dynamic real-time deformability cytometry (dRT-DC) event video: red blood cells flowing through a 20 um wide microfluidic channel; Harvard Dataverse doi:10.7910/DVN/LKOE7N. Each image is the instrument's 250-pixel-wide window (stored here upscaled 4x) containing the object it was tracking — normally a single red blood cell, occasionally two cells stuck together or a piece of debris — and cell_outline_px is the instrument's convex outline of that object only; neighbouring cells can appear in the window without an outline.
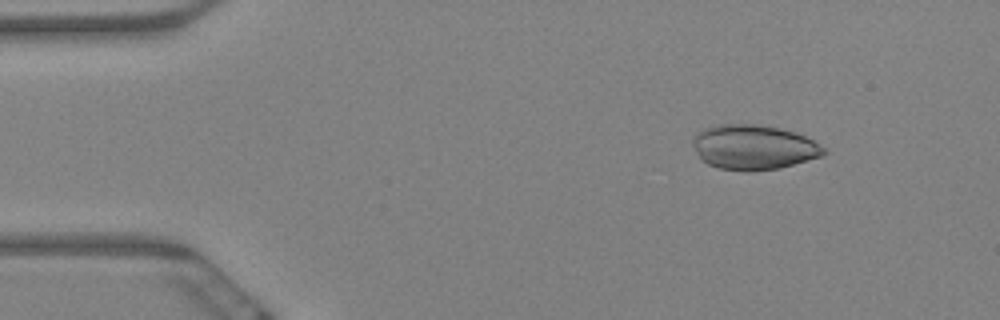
{"species": "Egyptian fruit bat (a non-hibernating species)", "species_latin": "Rousettus aegyptiacus", "temperature_condition": "warm", "stored_images_in_passage": 6, "camera_frame_rate_fps": 3000, "um_per_image_px": 0.085, "animal": {"sex": "female"}, "frame": {"image": 1, "passage_image": 3, "time_ms": 0.667, "image_size_px": [1000, 320], "cell_outline_px": [[828, 152], [820, 156], [780, 168], [752, 172], [748, 172], [720, 168], [708, 164], [700, 160], [692, 144], [692, 140], [704, 128], [720, 124], [756, 124], [780, 128], [796, 132], [812, 140], [824, 148]], "centroid_in_image_um": [64.04, 12.52], "position_along_channel_um": 21.0, "area_um2": 34.16}}
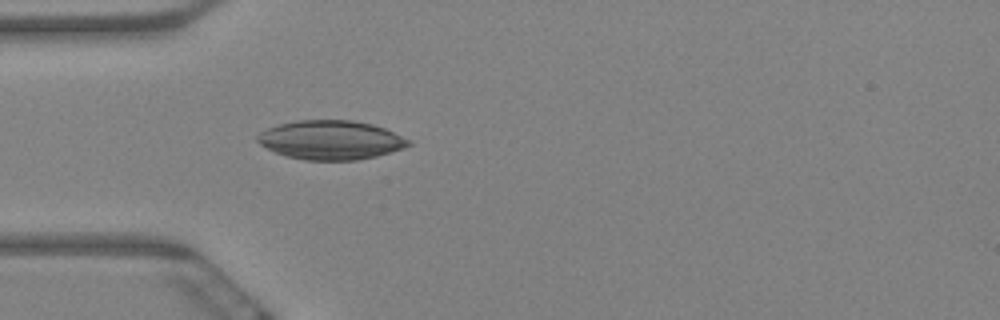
{"frame": {"image": 2, "passage_image": 6, "time_ms": 1.667, "image_size_px": [1000, 320], "cell_outline_px": [[412, 144], [404, 148], [376, 156], [356, 160], [304, 160], [284, 156], [260, 144], [256, 140], [256, 136], [260, 132], [268, 128], [280, 124], [296, 120], [352, 120], [372, 124], [384, 128], [408, 140]], "centroid_in_image_um": [28.09, 11.9], "position_along_channel_um": 56.9, "area_um2": 34.22}}